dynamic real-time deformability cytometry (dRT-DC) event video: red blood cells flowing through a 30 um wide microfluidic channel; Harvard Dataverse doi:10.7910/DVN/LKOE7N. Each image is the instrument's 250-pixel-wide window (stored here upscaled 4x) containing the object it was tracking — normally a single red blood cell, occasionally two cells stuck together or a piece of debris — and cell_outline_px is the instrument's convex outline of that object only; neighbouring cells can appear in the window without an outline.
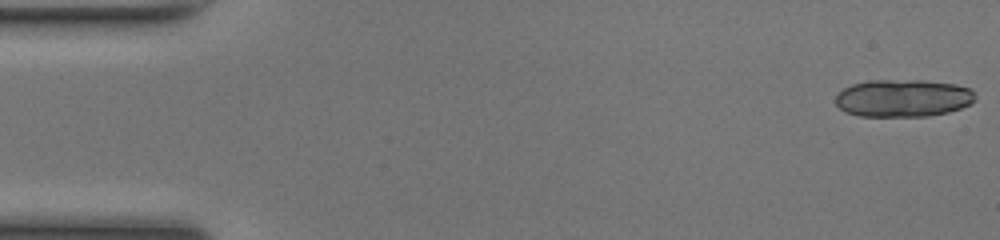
{"species": "common noctule bat (a hibernating species)", "species_latin": "Nyctalus noctula", "temperature_condition": "room temperature", "stored_images_in_passage": 16, "camera_frame_rate_fps": 3000, "um_per_image_px": 0.085, "animal": {"sex": "female", "body_mass_g": 17.0, "forearm_length_mm": 48.0}, "frame": {"image": 1, "passage_image": 1, "time_ms": 0.0, "image_size_px": [1000, 240], "cell_outline_px": [[976, 100], [972, 104], [948, 112], [928, 116], [860, 116], [844, 112], [836, 104], [836, 96], [844, 88], [852, 84], [868, 80], [924, 80], [956, 84], [972, 88], [976, 96]], "centroid_in_image_um": [76.8, 8.33], "position_along_channel_um": 8.2, "area_um2": 30.87}}